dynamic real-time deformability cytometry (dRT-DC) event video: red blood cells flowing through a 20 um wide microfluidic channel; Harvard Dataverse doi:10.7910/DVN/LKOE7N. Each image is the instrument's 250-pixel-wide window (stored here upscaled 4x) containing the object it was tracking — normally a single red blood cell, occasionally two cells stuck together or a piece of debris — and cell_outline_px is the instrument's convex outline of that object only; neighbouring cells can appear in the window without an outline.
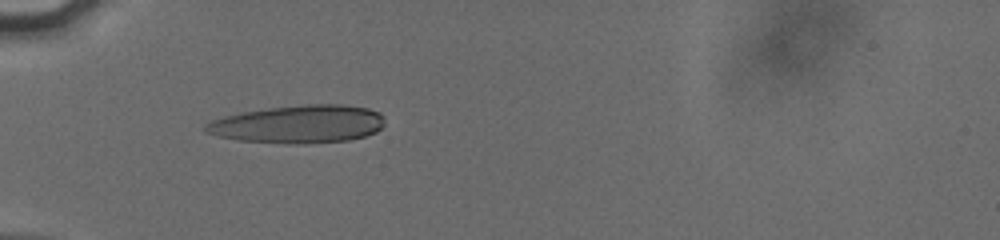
{"species": "human", "species_latin": "Homo sapiens", "temperature_condition": "cold", "stored_images_in_passage": 38, "camera_frame_rate_fps": 3000, "um_per_image_px": 0.085, "donor": {"sex": "male"}, "frame": {"image": 1, "passage_image": 2, "time_ms": 0.333, "image_size_px": [1000, 240], "cell_outline_px": [[384, 124], [376, 132], [364, 136], [348, 140], [300, 144], [288, 144], [236, 140], [216, 136], [204, 132], [204, 124], [212, 120], [224, 116], [244, 112], [268, 108], [308, 104], [344, 104], [368, 108], [380, 112], [384, 116]], "centroid_in_image_um": [25.36, 10.55], "position_along_channel_um": 59.6, "area_um2": 39.88}}
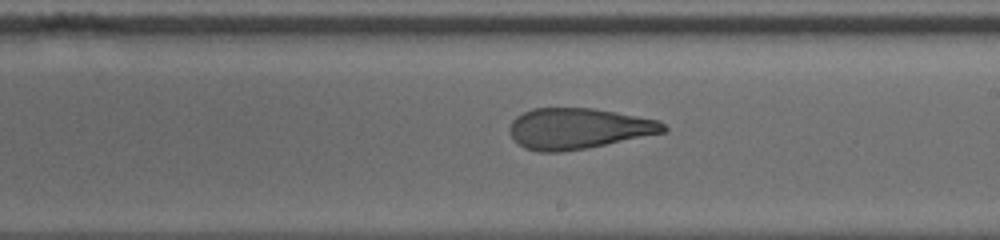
{"frame": {"image": 2, "passage_image": 17, "time_ms": 5.333, "image_size_px": [1000, 240], "cell_outline_px": [[668, 128], [664, 132], [588, 148], [560, 152], [540, 152], [524, 148], [516, 144], [508, 128], [512, 120], [516, 116], [532, 108], [592, 108], [616, 112], [656, 120], [664, 124]], "centroid_in_image_um": [49.1, 10.93], "position_along_channel_um": 239.9, "area_um2": 36.53}}
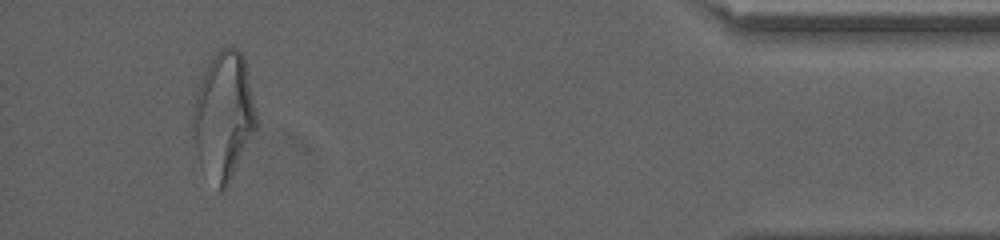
{"frame": {"image": 3, "passage_image": 35, "time_ms": 11.333, "image_size_px": [1000, 240], "cell_outline_px": [[256, 128], [228, 184], [220, 192], [200, 168], [196, 148], [192, 124], [192, 104], [204, 60], [220, 48], [236, 48], [244, 56], [256, 112]], "centroid_in_image_um": [18.95, 9.77], "position_along_channel_um": 416.3, "area_um2": 47.74}, "authors_computed_cell_mechanics": {"area_um2": 38.4659, "velocity_mm_per_s": 3.838, "shape_relaxation_time_tau1_ms": 8.056, "shape_relaxation_time_tau2_ms": 1.6721, "deformation_change_tau1": 0.2785, "deformation_change_tau2": 0.1103}}